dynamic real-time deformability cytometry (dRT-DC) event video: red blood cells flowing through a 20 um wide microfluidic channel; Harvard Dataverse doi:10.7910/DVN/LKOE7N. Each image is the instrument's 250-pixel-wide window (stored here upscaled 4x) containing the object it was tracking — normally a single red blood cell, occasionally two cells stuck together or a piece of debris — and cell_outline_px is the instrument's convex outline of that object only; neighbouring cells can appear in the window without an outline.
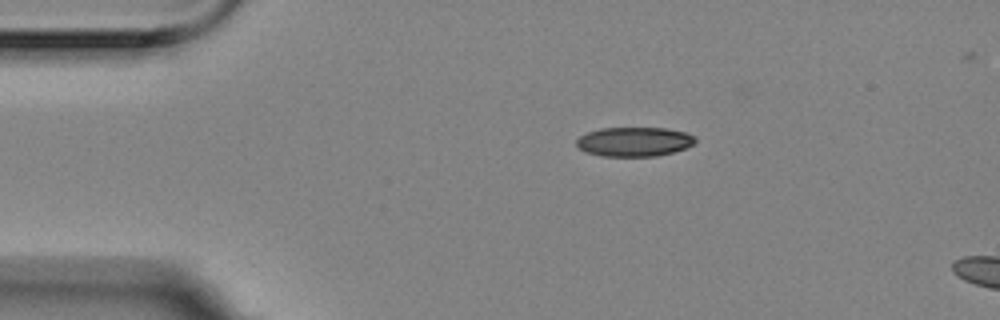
{"species": "Egyptian fruit bat (a non-hibernating species)", "species_latin": "Rousettus aegyptiacus", "temperature_condition": "room temperature", "stored_images_in_passage": 2, "camera_frame_rate_fps": 3000, "um_per_image_px": 0.085, "animal": {"sex": "female"}, "frame": {"image": 1, "passage_image": 1, "time_ms": 0.0, "image_size_px": [1000, 320], "cell_outline_px": [[696, 144], [672, 152], [656, 156], [600, 156], [584, 152], [576, 144], [576, 140], [580, 136], [588, 132], [600, 128], [664, 128], [684, 132], [696, 136]], "centroid_in_image_um": [53.9, 12.05], "position_along_channel_um": 31.1, "area_um2": 20.35}}